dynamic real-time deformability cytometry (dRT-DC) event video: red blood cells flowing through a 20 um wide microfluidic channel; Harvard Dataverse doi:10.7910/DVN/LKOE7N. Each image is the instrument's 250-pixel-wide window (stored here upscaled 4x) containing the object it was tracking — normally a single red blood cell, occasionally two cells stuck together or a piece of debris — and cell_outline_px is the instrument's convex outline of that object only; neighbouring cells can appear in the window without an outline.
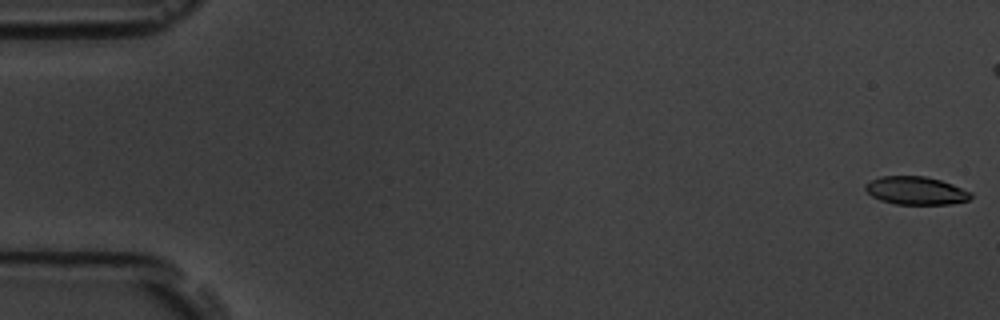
{"species": "common noctule bat (a hibernating species)", "species_latin": "Nyctalus noctula", "temperature_condition": "room temperature", "stored_images_in_passage": 5, "camera_frame_rate_fps": 3000, "um_per_image_px": 0.085, "animal": {"sex": "male", "body_mass_g": 19.5, "forearm_length_mm": 54.6}, "frame": {"image": 1, "passage_image": 1, "time_ms": 0.0, "image_size_px": [1000, 320], "cell_outline_px": [[972, 196], [968, 200], [948, 204], [896, 204], [880, 200], [872, 196], [864, 188], [864, 184], [880, 176], [924, 176], [940, 180], [952, 184], [972, 192]], "centroid_in_image_um": [77.84, 16.2], "position_along_channel_um": 7.2, "area_um2": 17.17}}